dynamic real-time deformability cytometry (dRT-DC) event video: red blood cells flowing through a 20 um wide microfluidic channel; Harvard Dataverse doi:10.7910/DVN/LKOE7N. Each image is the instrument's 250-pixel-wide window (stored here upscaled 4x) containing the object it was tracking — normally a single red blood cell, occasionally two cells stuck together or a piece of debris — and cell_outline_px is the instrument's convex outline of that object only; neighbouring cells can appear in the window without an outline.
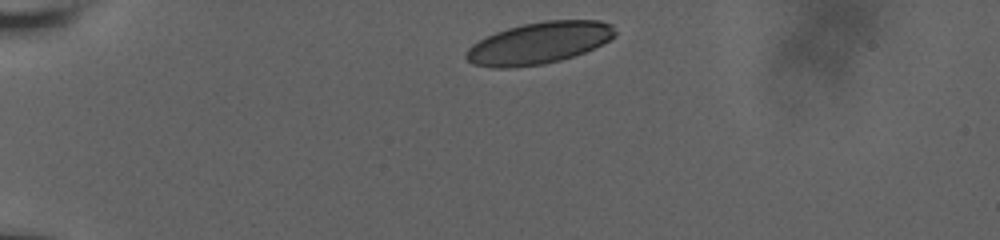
{"species": "human", "species_latin": "Homo sapiens", "temperature_condition": "room temperature", "stored_images_in_passage": 8, "camera_frame_rate_fps": 3000, "um_per_image_px": 0.085, "donor": {"sex": "male"}, "frame": {"image": 1, "passage_image": 1, "time_ms": 0.0, "image_size_px": [1000, 240], "cell_outline_px": [[616, 36], [584, 52], [560, 60], [544, 64], [512, 68], [492, 68], [472, 64], [464, 56], [468, 48], [472, 44], [496, 32], [508, 28], [524, 24], [548, 20], [600, 20], [612, 24], [616, 32]], "centroid_in_image_um": [45.8, 3.66], "position_along_channel_um": 39.2, "area_um2": 36.07}}
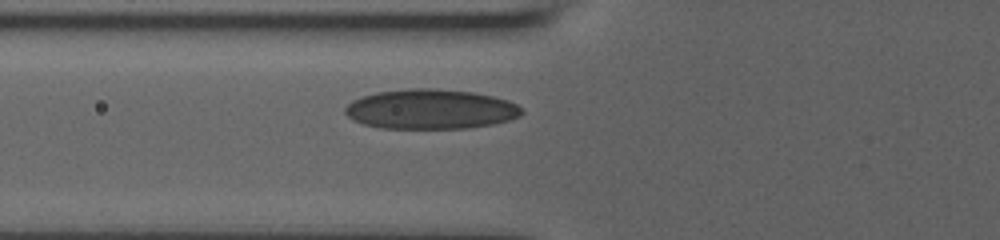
{"frame": {"image": 2, "passage_image": 5, "time_ms": 3.0, "image_size_px": [1000, 240], "cell_outline_px": [[524, 112], [520, 116], [508, 120], [492, 124], [468, 128], [380, 128], [364, 124], [352, 120], [344, 112], [344, 108], [352, 100], [376, 92], [408, 88], [436, 88], [472, 92], [492, 96], [508, 100], [516, 104]], "centroid_in_image_um": [36.58, 9.27], "position_along_channel_um": 89.2, "area_um2": 40.98}}
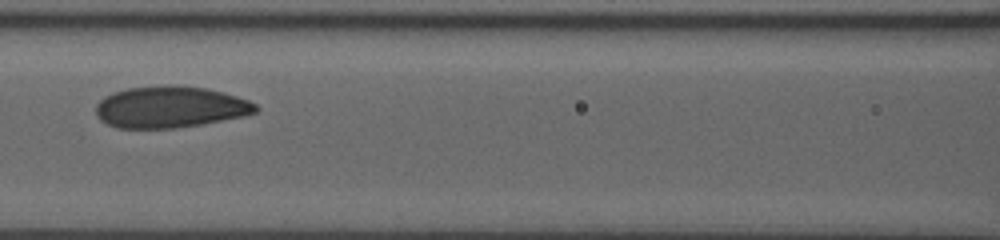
{"frame": {"image": 3, "passage_image": 7, "time_ms": 4.667, "image_size_px": [1000, 240], "cell_outline_px": [[260, 108], [256, 112], [244, 116], [200, 124], [176, 128], [116, 128], [100, 120], [96, 116], [96, 104], [104, 96], [112, 92], [128, 88], [168, 84], [172, 84], [208, 88], [224, 92], [248, 100], [256, 104]], "centroid_in_image_um": [14.45, 9.08], "position_along_channel_um": 152.1, "area_um2": 39.02}}